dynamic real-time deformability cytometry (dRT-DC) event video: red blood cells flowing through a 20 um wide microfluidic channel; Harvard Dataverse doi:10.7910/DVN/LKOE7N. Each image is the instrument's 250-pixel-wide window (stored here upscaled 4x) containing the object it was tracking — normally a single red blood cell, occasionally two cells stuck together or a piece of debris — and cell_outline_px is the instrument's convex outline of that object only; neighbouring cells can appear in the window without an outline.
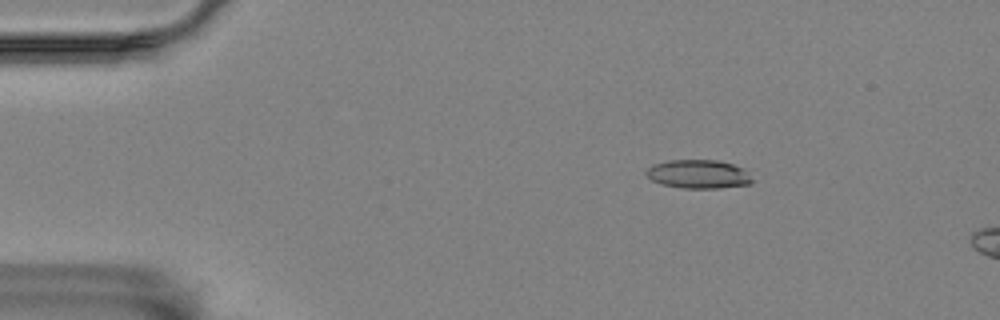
{"species": "Egyptian fruit bat (a non-hibernating species)", "species_latin": "Rousettus aegyptiacus", "temperature_condition": "room temperature", "stored_images_in_passage": 5, "camera_frame_rate_fps": 3000, "um_per_image_px": 0.085, "animal": {"sex": "female"}, "frame": {"image": 1, "passage_image": 2, "time_ms": 2.0, "image_size_px": [1000, 320], "cell_outline_px": [[756, 180], [752, 184], [720, 188], [684, 188], [660, 184], [652, 180], [644, 172], [652, 164], [668, 160], [716, 160], [732, 164], [744, 168]], "centroid_in_image_um": [59.41, 14.8], "position_along_channel_um": 25.6, "area_um2": 17.98}}